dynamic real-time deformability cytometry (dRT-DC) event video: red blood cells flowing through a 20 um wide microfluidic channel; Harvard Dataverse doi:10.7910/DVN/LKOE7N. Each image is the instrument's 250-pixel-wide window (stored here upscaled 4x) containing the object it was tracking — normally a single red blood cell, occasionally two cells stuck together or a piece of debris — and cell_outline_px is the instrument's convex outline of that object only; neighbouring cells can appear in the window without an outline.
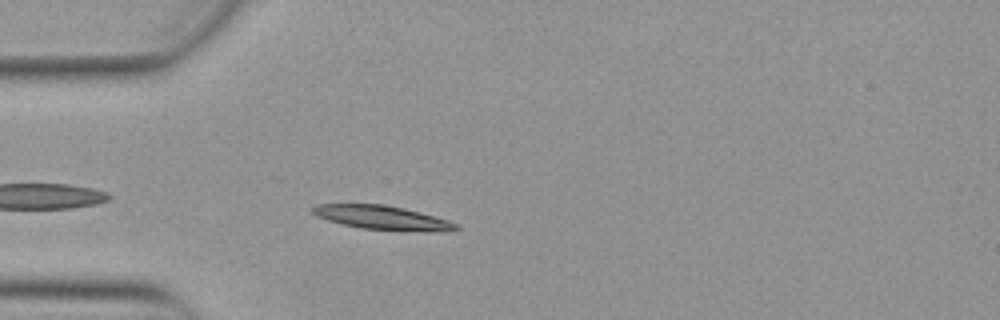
{"species": "Egyptian fruit bat (a non-hibernating species)", "species_latin": "Rousettus aegyptiacus", "temperature_condition": "warm", "stored_images_in_passage": 19, "camera_frame_rate_fps": 3000, "um_per_image_px": 0.085, "animal": {"sex": "female"}, "frame": {"image": 1, "passage_image": 3, "time_ms": 0.667, "image_size_px": [1000, 320], "cell_outline_px": [[460, 228], [452, 232], [444, 232], [360, 228], [340, 224], [316, 216], [308, 208], [316, 204], [384, 204], [404, 208], [448, 220], [456, 224]], "centroid_in_image_um": [32.47, 18.5], "position_along_channel_um": 52.5, "area_um2": 20.06}}
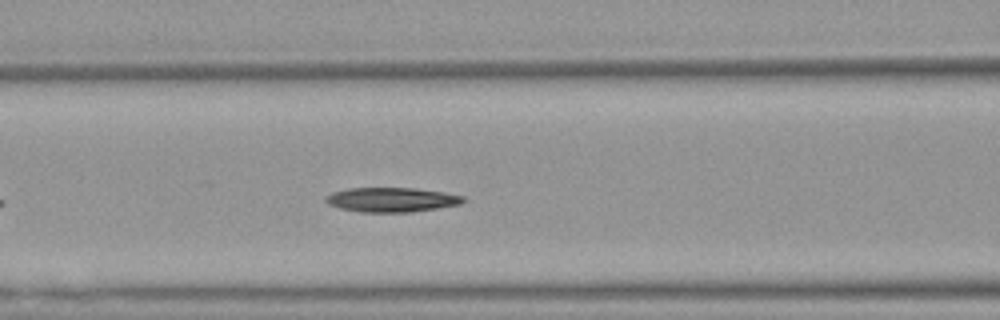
{"frame": {"image": 2, "passage_image": 10, "time_ms": 3.0, "image_size_px": [1000, 320], "cell_outline_px": [[468, 200], [460, 204], [436, 208], [408, 212], [364, 212], [340, 208], [328, 204], [324, 200], [324, 196], [332, 192], [348, 188], [416, 188], [444, 192], [464, 196]], "centroid_in_image_um": [33.28, 16.96], "position_along_channel_um": 133.3, "area_um2": 19.65}}
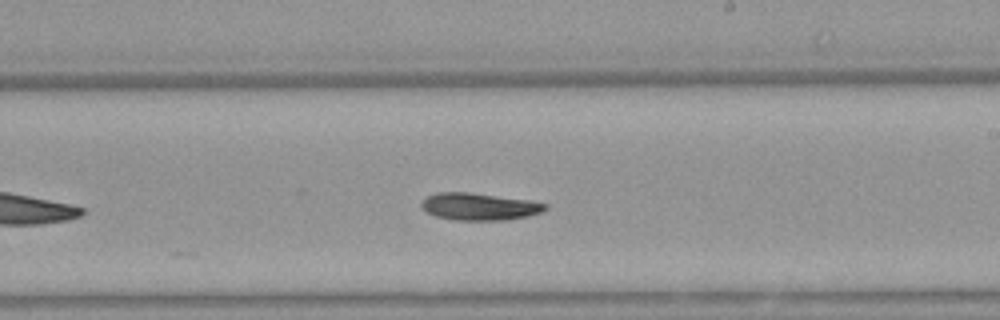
{"frame": {"image": 3, "passage_image": 19, "time_ms": 6.0, "image_size_px": [1000, 320], "cell_outline_px": [[548, 208], [540, 212], [528, 216], [508, 220], [456, 220], [436, 216], [428, 212], [420, 204], [420, 200], [436, 192], [468, 192], [528, 200], [548, 204]], "centroid_in_image_um": [40.73, 17.56], "position_along_channel_um": 248.3, "area_um2": 19.54}}